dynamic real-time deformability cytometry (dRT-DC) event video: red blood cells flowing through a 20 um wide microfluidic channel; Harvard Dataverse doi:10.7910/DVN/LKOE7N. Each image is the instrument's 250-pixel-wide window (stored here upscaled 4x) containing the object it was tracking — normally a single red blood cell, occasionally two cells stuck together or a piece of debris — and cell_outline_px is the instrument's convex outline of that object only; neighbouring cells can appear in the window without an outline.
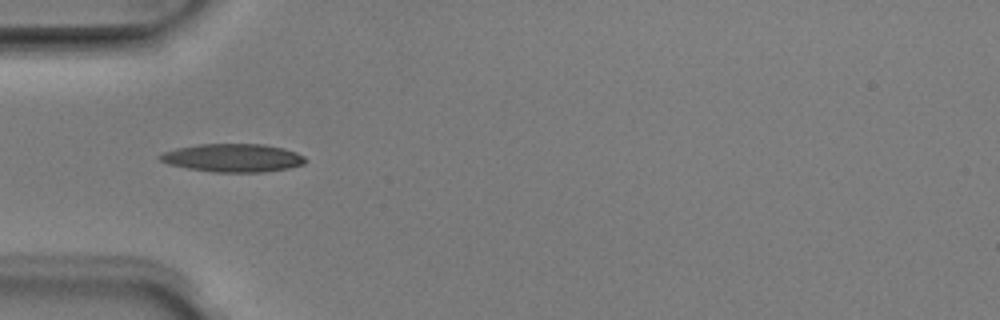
{"species": "Egyptian fruit bat (a non-hibernating species)", "species_latin": "Rousettus aegyptiacus", "temperature_condition": "room temperature", "stored_images_in_passage": 6, "camera_frame_rate_fps": 3000, "um_per_image_px": 0.085, "animal": {"sex": "male"}, "frame": {"image": 1, "passage_image": 4, "time_ms": 1.0, "image_size_px": [1000, 320], "cell_outline_px": [[308, 160], [304, 164], [288, 168], [264, 172], [212, 172], [188, 168], [168, 164], [160, 160], [156, 156], [160, 152], [176, 148], [200, 144], [264, 144], [284, 148], [296, 152], [304, 156]], "centroid_in_image_um": [19.78, 13.41], "position_along_channel_um": 65.2, "area_um2": 24.1}}
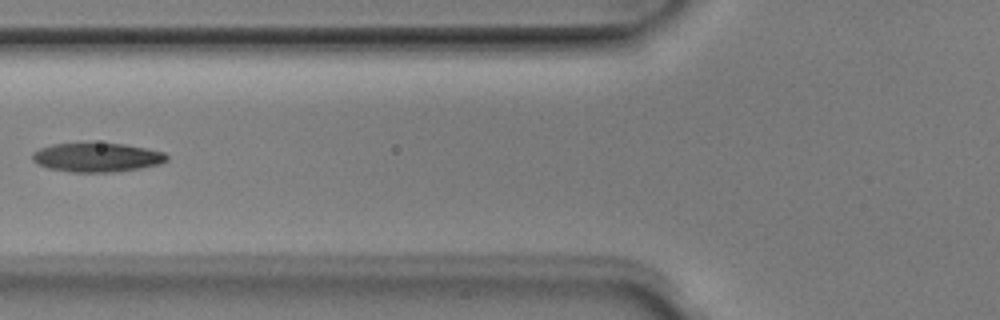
{"frame": {"image": 2, "passage_image": 5, "time_ms": 1.333, "image_size_px": [1000, 320], "cell_outline_px": [[168, 160], [160, 164], [140, 168], [112, 172], [72, 172], [48, 168], [36, 164], [32, 160], [32, 152], [40, 148], [52, 144], [124, 144], [148, 148], [164, 152], [168, 156]], "centroid_in_image_um": [8.24, 13.39], "position_along_channel_um": 117.6, "area_um2": 22.66}}
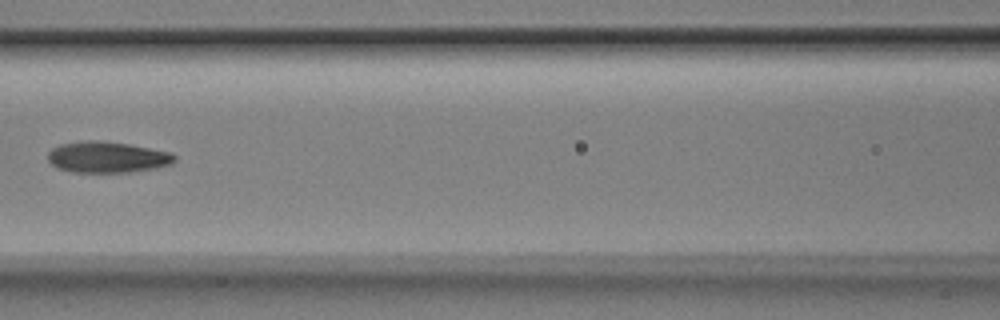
{"frame": {"image": 3, "passage_image": 6, "time_ms": 1.667, "image_size_px": [1000, 320], "cell_outline_px": [[176, 160], [172, 164], [156, 168], [128, 172], [72, 172], [56, 168], [48, 160], [48, 152], [52, 148], [60, 144], [88, 140], [96, 140], [128, 144], [172, 152], [176, 156]], "centroid_in_image_um": [9.12, 13.36], "position_along_channel_um": 157.5, "area_um2": 23.06}}